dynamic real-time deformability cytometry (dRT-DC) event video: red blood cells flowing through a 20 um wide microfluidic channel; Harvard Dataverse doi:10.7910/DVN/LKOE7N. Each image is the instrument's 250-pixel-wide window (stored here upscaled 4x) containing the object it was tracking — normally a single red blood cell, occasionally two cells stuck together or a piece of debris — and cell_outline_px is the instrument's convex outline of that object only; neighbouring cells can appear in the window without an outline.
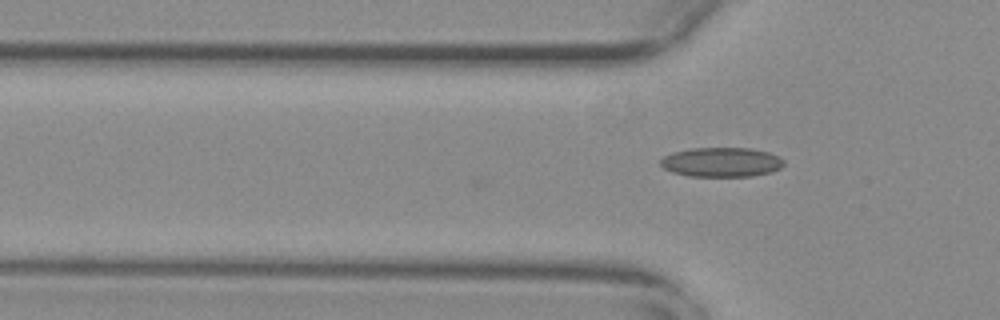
{"species": "common noctule bat (a hibernating species)", "species_latin": "Nyctalus noctula", "temperature_condition": "warm", "stored_images_in_passage": 3, "camera_frame_rate_fps": 3000, "um_per_image_px": 0.085, "animal": {"sex": "female", "body_mass_g": 29.2, "forearm_length_mm": 56.3}, "frame": {"image": 1, "passage_image": 3, "time_ms": 0.667, "image_size_px": [1000, 320], "cell_outline_px": [[784, 164], [780, 168], [772, 172], [752, 176], [688, 176], [672, 172], [664, 168], [660, 164], [660, 160], [664, 156], [672, 152], [692, 148], [752, 148], [768, 152], [780, 156], [784, 160]], "centroid_in_image_um": [61.34, 13.78], "position_along_channel_um": 64.5, "area_um2": 21.33}}